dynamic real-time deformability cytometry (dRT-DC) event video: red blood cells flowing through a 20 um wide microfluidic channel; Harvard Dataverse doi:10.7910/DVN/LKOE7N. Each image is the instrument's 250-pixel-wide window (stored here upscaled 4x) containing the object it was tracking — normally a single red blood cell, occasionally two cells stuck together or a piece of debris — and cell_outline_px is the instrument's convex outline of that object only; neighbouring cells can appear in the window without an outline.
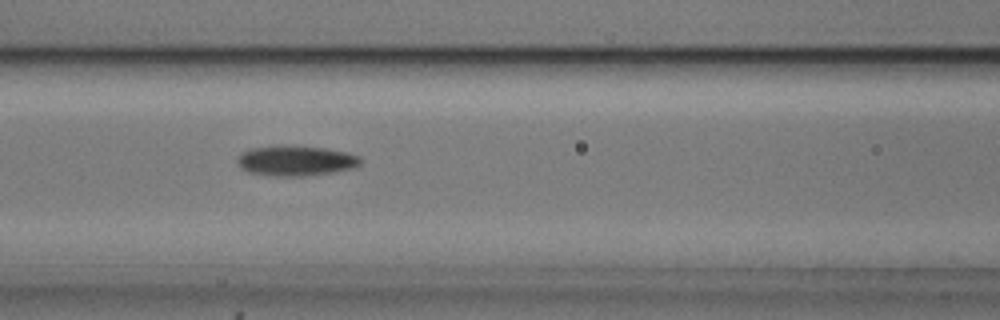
{"species": "common noctule bat (a hibernating species)", "species_latin": "Nyctalus noctula", "temperature_condition": "cold", "stored_images_in_passage": 37, "camera_frame_rate_fps": 3000, "um_per_image_px": 0.085, "animal": {"sex": "male", "body_mass_g": 20.5, "forearm_length_mm": 52.5}, "frame": {"image": 1, "passage_image": 6, "time_ms": 1.667, "image_size_px": [1000, 320], "cell_outline_px": [[364, 160], [356, 168], [332, 172], [304, 176], [276, 176], [248, 172], [240, 168], [236, 160], [236, 156], [248, 148], [280, 144], [324, 148], [348, 152], [360, 156]], "centroid_in_image_um": [25.13, 13.64], "position_along_channel_um": 141.5, "area_um2": 22.25}}
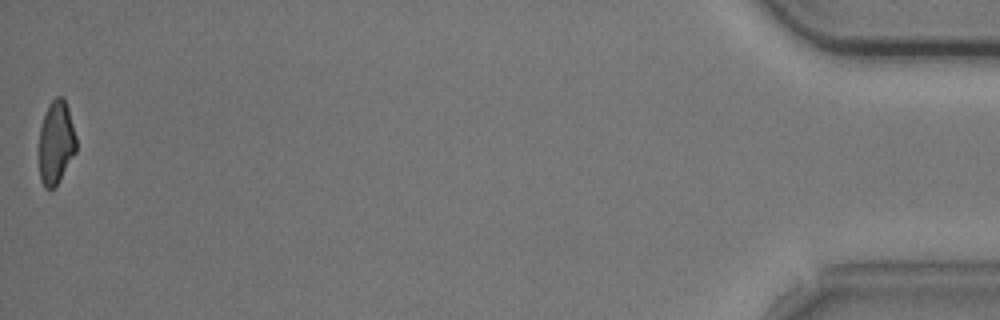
{"frame": {"image": 2, "passage_image": 37, "time_ms": 12.0, "image_size_px": [1000, 320], "cell_outline_px": [[76, 152], [60, 180], [52, 188], [44, 188], [40, 180], [40, 128], [48, 104], [56, 96], [64, 96], [68, 108], [76, 136]], "centroid_in_image_um": [4.78, 12.09], "position_along_channel_um": 430.4, "area_um2": 17.98}}